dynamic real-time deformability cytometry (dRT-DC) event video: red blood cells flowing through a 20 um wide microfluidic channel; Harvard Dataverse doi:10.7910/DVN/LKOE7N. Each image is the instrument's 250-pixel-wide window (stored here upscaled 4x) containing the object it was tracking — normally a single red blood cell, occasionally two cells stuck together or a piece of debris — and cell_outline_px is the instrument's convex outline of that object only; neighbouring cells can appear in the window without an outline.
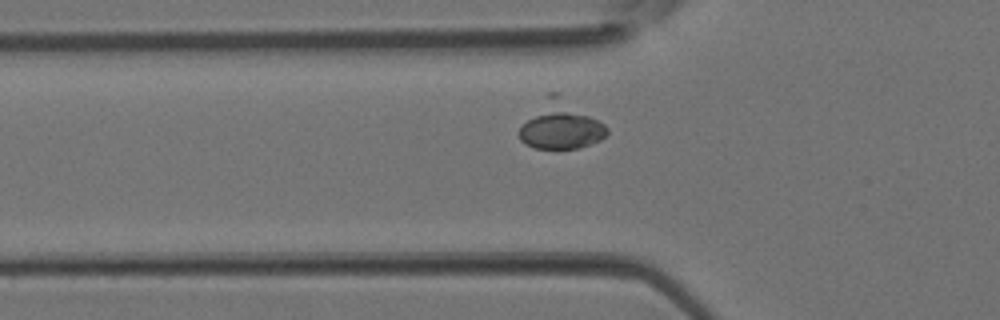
{"species": "Egyptian fruit bat (a non-hibernating species)", "species_latin": "Rousettus aegyptiacus", "temperature_condition": "room temperature", "stored_images_in_passage": 3, "camera_frame_rate_fps": 3000, "um_per_image_px": 0.085, "animal": {"sex": "female"}, "frame": {"image": 1, "passage_image": 3, "time_ms": 0.667, "image_size_px": [1000, 320], "cell_outline_px": [[608, 132], [600, 140], [580, 148], [532, 148], [524, 144], [520, 140], [520, 128], [544, 92], [560, 92], [604, 124], [608, 128]], "centroid_in_image_um": [47.63, 10.58], "position_along_channel_um": 78.2, "area_um2": 24.85}}